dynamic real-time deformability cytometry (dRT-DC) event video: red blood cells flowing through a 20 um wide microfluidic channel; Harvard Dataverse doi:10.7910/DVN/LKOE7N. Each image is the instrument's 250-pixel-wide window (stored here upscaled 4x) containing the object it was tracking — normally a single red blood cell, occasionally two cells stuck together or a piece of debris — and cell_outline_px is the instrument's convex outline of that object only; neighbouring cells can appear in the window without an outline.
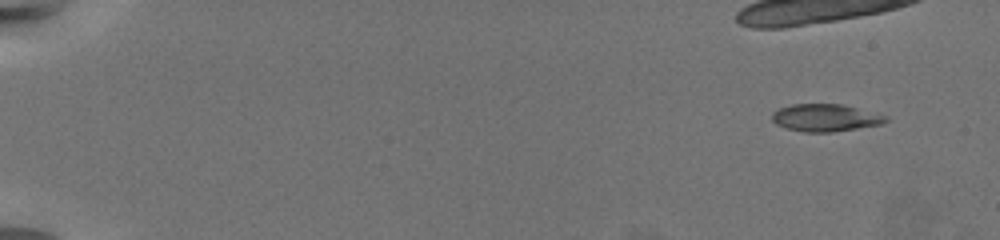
{"species": "common noctule bat (a hibernating species)", "species_latin": "Nyctalus noctula", "temperature_condition": "warm", "stored_images_in_passage": 19, "camera_frame_rate_fps": 3000, "um_per_image_px": 0.085, "animal": {"sex": "female", "body_mass_g": 19.5, "forearm_length_mm": 54.1}, "frame": {"image": 1, "passage_image": 1, "time_ms": 0.0, "image_size_px": [1000, 240], "cell_outline_px": [[888, 120], [880, 124], [832, 132], [804, 132], [788, 128], [776, 124], [772, 120], [772, 112], [780, 108], [792, 104], [840, 104], [888, 116]], "centroid_in_image_um": [70.13, 10.0], "position_along_channel_um": 14.9, "area_um2": 17.86}}
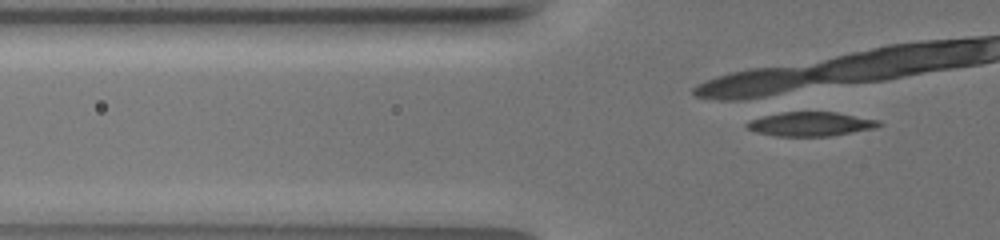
{"frame": {"image": 2, "passage_image": 19, "time_ms": 6.0, "image_size_px": [1000, 240], "cell_outline_px": [[884, 124], [876, 128], [832, 136], [776, 136], [756, 132], [748, 128], [744, 124], [752, 120], [764, 116], [780, 112], [836, 112], [880, 120]], "centroid_in_image_um": [68.97, 10.54], "position_along_channel_um": 56.8, "area_um2": 18.61}}